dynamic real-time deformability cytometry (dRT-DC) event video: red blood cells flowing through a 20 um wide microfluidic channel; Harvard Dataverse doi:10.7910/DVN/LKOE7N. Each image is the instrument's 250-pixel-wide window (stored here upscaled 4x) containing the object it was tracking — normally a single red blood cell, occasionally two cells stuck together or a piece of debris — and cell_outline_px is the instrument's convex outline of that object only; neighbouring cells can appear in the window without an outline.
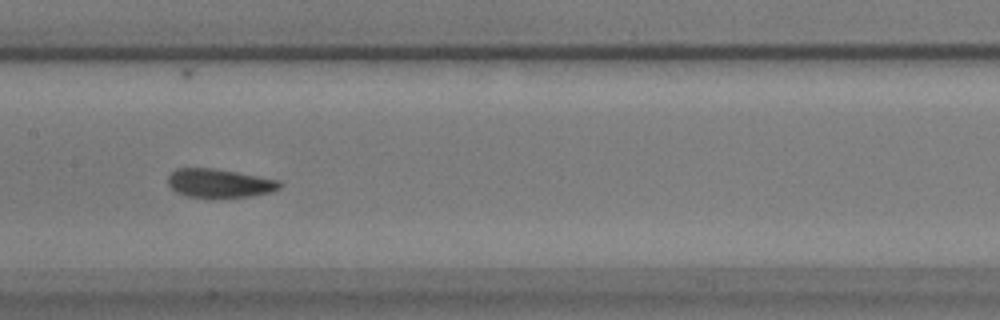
{"species": "common noctule bat (a hibernating species)", "species_latin": "Nyctalus noctula", "temperature_condition": "warm", "stored_images_in_passage": 58, "camera_frame_rate_fps": 3000, "um_per_image_px": 0.085, "animal": {"sex": "male", "body_mass_g": 17.9}, "frame": {"image": 1, "passage_image": 28, "time_ms": 9.0, "image_size_px": [1000, 320], "cell_outline_px": [[284, 184], [280, 188], [268, 192], [252, 196], [212, 200], [208, 200], [188, 196], [176, 192], [168, 184], [168, 176], [176, 168], [212, 168], [236, 172], [280, 180]], "centroid_in_image_um": [18.65, 15.61], "position_along_channel_um": 188.8, "area_um2": 19.25}}
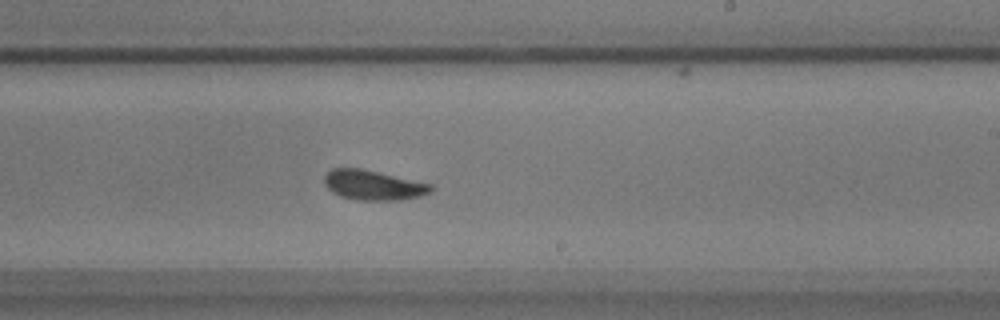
{"frame": {"image": 2, "passage_image": 34, "time_ms": 11.0, "image_size_px": [1000, 320], "cell_outline_px": [[432, 192], [420, 196], [400, 200], [356, 200], [340, 196], [332, 192], [324, 184], [324, 176], [332, 168], [360, 168], [432, 184]], "centroid_in_image_um": [31.71, 15.74], "position_along_channel_um": 257.3, "area_um2": 18.5}}
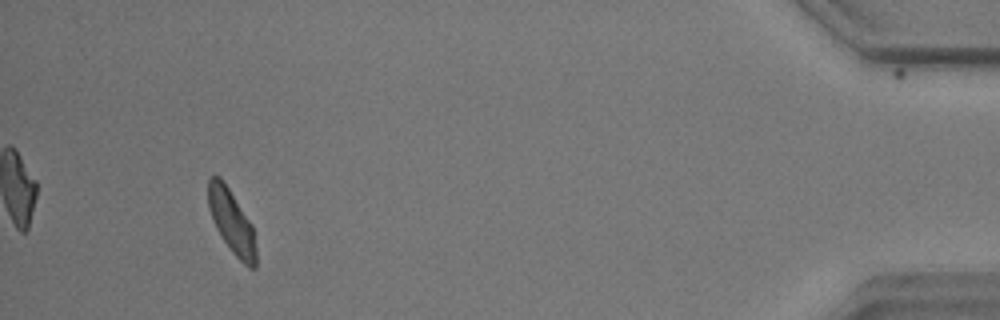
{"frame": {"image": 3, "passage_image": 54, "time_ms": 17.667, "image_size_px": [1000, 320], "cell_outline_px": [[256, 268], [248, 268], [232, 252], [220, 236], [216, 228], [208, 208], [208, 180], [212, 176], [220, 176], [252, 224], [256, 248]], "centroid_in_image_um": [19.69, 18.87], "position_along_channel_um": 415.5, "area_um2": 17.63}, "authors_computed_cell_mechanics": {"area_um2": 18.6116, "velocity_mm_per_s": 3.4426, "shape_relaxation_time_tau1_ms": 3.7608, "shape_relaxation_time_tau2_ms": 0.7504, "deformation_change_tau1": 0.0896, "deformation_change_tau2": 0.0529}}